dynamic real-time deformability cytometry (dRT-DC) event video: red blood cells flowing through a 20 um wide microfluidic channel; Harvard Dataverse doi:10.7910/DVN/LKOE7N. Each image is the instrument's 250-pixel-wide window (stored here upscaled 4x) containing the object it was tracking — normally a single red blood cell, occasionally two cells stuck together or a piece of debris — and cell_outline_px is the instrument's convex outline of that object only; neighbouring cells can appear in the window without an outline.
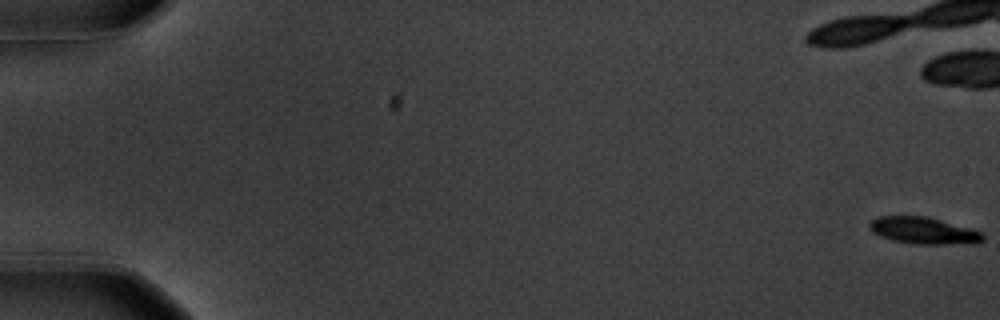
{"species": "common noctule bat (a hibernating species)", "species_latin": "Nyctalus noctula", "temperature_condition": "warm", "stored_images_in_passage": 60, "camera_frame_rate_fps": 3000, "um_per_image_px": 0.085, "animal": {"sex": "male", "body_mass_g": 20.1, "forearm_length_mm": 53.5}, "frame": {"image": 1, "passage_image": 1, "time_ms": 0.0, "image_size_px": [1000, 320], "cell_outline_px": [[984, 240], [976, 244], [916, 244], [892, 240], [880, 236], [872, 232], [868, 228], [868, 224], [876, 216], [928, 216], [984, 232]], "centroid_in_image_um": [78.53, 19.6], "position_along_channel_um": 6.5, "area_um2": 18.03}, "authors_computed_cell_mechanics": {"area_um2": 19.2474, "velocity_mm_per_s": 3.5534, "shape_relaxation_time_tau1_ms": 2.4482, "shape_relaxation_time_tau2_ms": null, "deformation_change_tau1": 0.1345, "deformation_change_tau2": null}}